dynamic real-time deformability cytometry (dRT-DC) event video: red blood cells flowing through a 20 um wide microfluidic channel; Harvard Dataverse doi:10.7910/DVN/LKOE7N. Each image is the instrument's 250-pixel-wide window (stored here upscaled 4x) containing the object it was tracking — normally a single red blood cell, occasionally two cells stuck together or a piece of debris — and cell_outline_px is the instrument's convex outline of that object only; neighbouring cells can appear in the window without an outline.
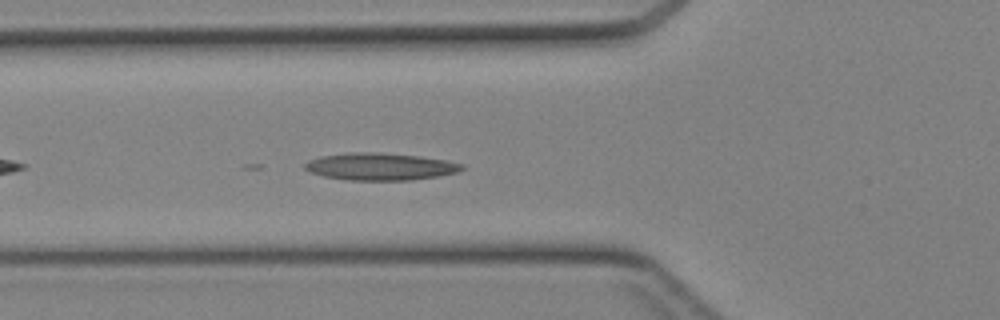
{"species": "Egyptian fruit bat (a non-hibernating species)", "species_latin": "Rousettus aegyptiacus", "temperature_condition": "cold", "stored_images_in_passage": 10, "camera_frame_rate_fps": 3000, "um_per_image_px": 0.085, "animal": {"sex": "female"}, "frame": {"image": 1, "passage_image": 5, "time_ms": 1.333, "image_size_px": [1000, 320], "cell_outline_px": [[464, 168], [456, 172], [436, 176], [412, 180], [348, 180], [324, 176], [312, 172], [304, 168], [304, 164], [308, 160], [320, 156], [348, 152], [376, 152], [416, 156], [444, 160], [460, 164]], "centroid_in_image_um": [32.24, 14.15], "position_along_channel_um": 93.6, "area_um2": 24.57}}
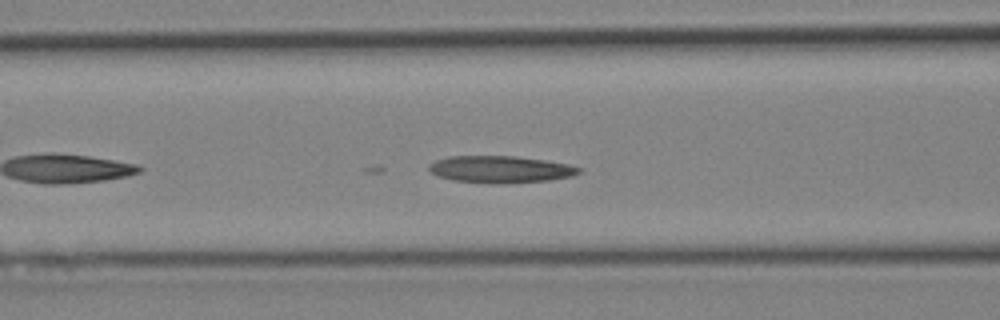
{"frame": {"image": 2, "passage_image": 7, "time_ms": 2.0, "image_size_px": [1000, 320], "cell_outline_px": [[580, 172], [572, 176], [548, 180], [496, 184], [452, 180], [436, 176], [428, 168], [428, 164], [436, 160], [448, 156], [516, 156], [544, 160], [568, 164], [580, 168]], "centroid_in_image_um": [42.49, 14.39], "position_along_channel_um": 124.1, "area_um2": 23.52}}
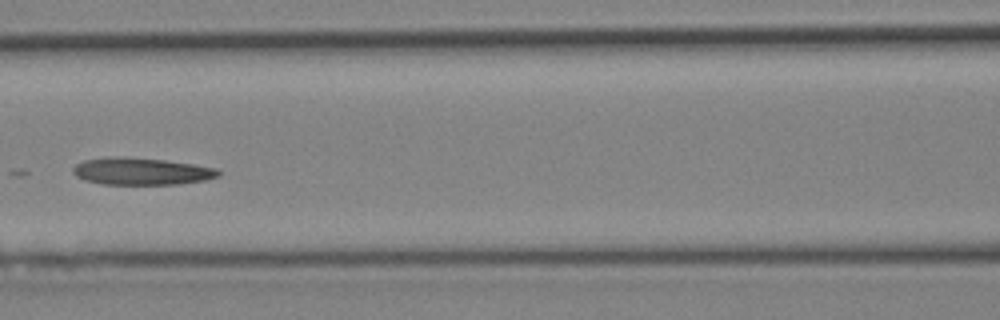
{"frame": {"image": 3, "passage_image": 9, "time_ms": 2.667, "image_size_px": [1000, 320], "cell_outline_px": [[220, 176], [204, 180], [176, 184], [104, 184], [84, 180], [76, 176], [72, 172], [72, 168], [76, 164], [84, 160], [164, 160], [192, 164], [216, 168], [220, 172]], "centroid_in_image_um": [12.08, 14.62], "position_along_channel_um": 154.5, "area_um2": 21.62}}